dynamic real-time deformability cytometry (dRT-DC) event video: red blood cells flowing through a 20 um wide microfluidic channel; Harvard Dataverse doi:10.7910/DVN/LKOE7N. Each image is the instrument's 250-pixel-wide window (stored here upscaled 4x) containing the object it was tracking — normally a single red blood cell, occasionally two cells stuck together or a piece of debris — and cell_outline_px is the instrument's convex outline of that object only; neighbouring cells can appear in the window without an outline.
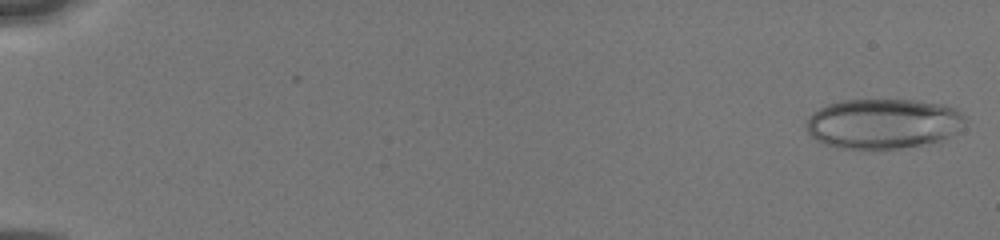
{"species": "human", "species_latin": "Homo sapiens", "temperature_condition": "cold", "stored_images_in_passage": 59, "camera_frame_rate_fps": 3000, "um_per_image_px": 0.085, "donor": {"sex": "male"}, "frame": {"image": 1, "passage_image": 1, "time_ms": 0.0, "image_size_px": [1000, 240], "cell_outline_px": [[964, 120], [956, 132], [940, 140], [880, 152], [868, 152], [836, 148], [816, 140], [808, 132], [808, 116], [812, 112], [828, 104], [840, 100], [912, 100], [936, 104], [956, 108], [964, 116]], "centroid_in_image_um": [74.99, 10.55], "position_along_channel_um": 10.0, "area_um2": 46.7}}
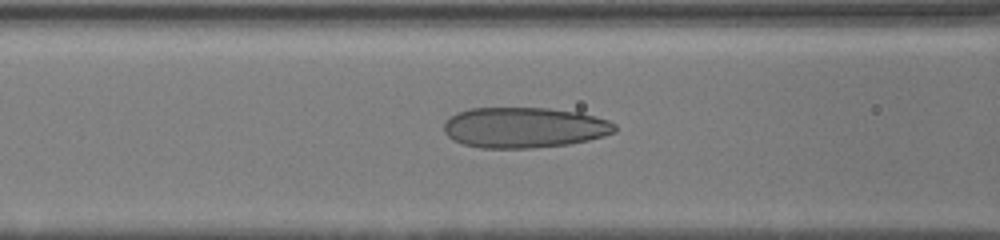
{"frame": {"image": 2, "passage_image": 47, "time_ms": 7.333, "image_size_px": [1000, 240], "cell_outline_px": [[616, 132], [604, 136], [588, 140], [568, 144], [532, 148], [480, 148], [464, 144], [452, 140], [444, 132], [444, 120], [448, 116], [456, 112], [468, 108], [548, 108], [580, 112], [596, 116], [608, 120], [616, 124]], "centroid_in_image_um": [44.54, 10.83], "position_along_channel_um": 122.1, "area_um2": 40.86}}
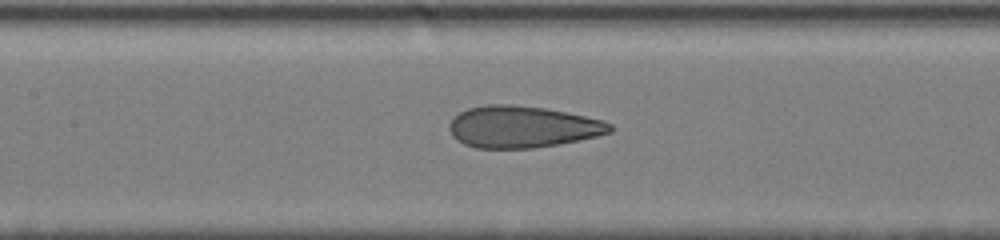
{"frame": {"image": 3, "passage_image": 54, "time_ms": 8.333, "image_size_px": [1000, 240], "cell_outline_px": [[616, 128], [612, 132], [596, 136], [560, 144], [532, 148], [476, 148], [464, 144], [456, 140], [452, 136], [448, 128], [448, 124], [460, 112], [468, 108], [488, 104], [512, 104], [544, 108], [604, 120], [612, 124]], "centroid_in_image_um": [44.4, 10.78], "position_along_channel_um": 163.0, "area_um2": 39.19}}